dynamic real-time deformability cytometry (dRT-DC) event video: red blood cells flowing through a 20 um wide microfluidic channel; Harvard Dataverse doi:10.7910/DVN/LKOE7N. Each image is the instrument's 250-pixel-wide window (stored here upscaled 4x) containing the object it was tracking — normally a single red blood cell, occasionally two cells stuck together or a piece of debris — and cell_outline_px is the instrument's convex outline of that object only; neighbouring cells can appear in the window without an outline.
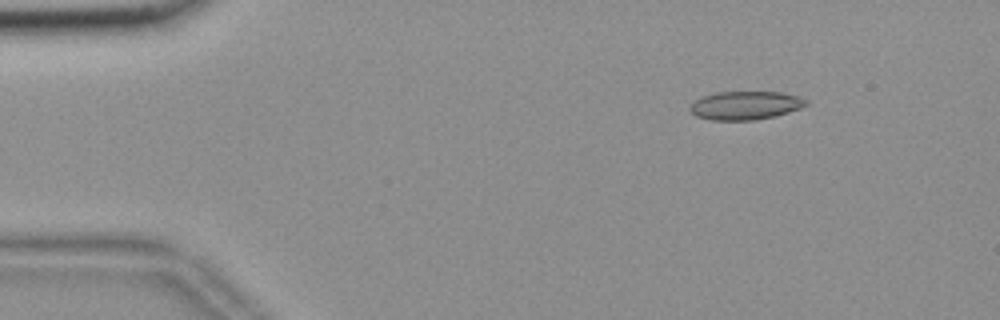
{"species": "common noctule bat (a hibernating species)", "species_latin": "Nyctalus noctula", "temperature_condition": "room temperature", "stored_images_in_passage": 56, "camera_frame_rate_fps": 3000, "um_per_image_px": 0.085, "animal": {"sex": "female", "body_mass_g": 18.4}, "frame": {"image": 1, "passage_image": 8, "time_ms": 2.333, "image_size_px": [1000, 320], "cell_outline_px": [[808, 104], [800, 108], [776, 116], [756, 120], [712, 120], [696, 116], [688, 108], [700, 96], [716, 92], [780, 92], [800, 96], [808, 100]], "centroid_in_image_um": [63.37, 8.96], "position_along_channel_um": 21.6, "area_um2": 19.36}}
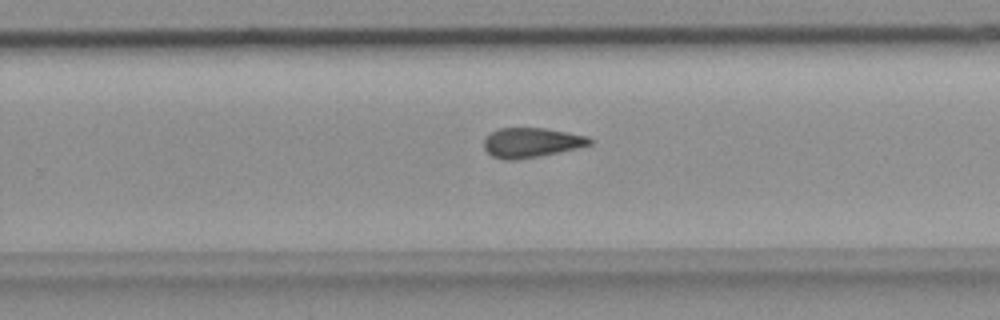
{"frame": {"image": 2, "passage_image": 36, "time_ms": 11.667, "image_size_px": [1000, 320], "cell_outline_px": [[592, 144], [576, 148], [540, 156], [516, 160], [508, 160], [492, 156], [484, 148], [484, 136], [488, 132], [500, 128], [544, 128], [568, 132], [588, 136], [592, 140]], "centroid_in_image_um": [45.13, 12.11], "position_along_channel_um": 284.7, "area_um2": 18.38}}
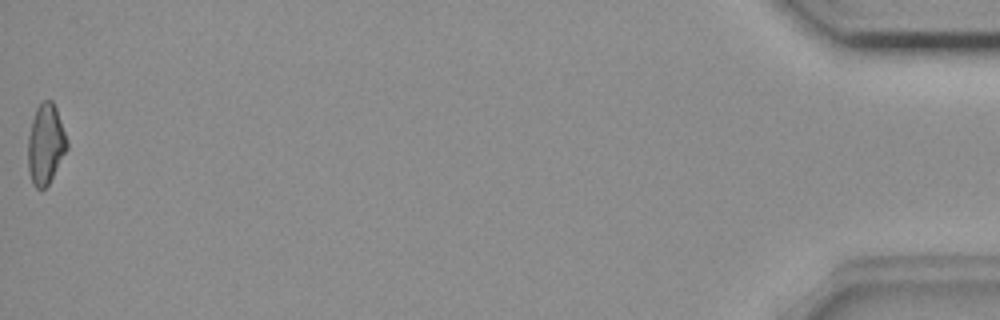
{"frame": {"image": 3, "passage_image": 56, "time_ms": 18.333, "image_size_px": [1000, 320], "cell_outline_px": [[68, 148], [48, 184], [44, 188], [36, 188], [32, 184], [28, 168], [28, 136], [32, 120], [36, 108], [44, 100], [52, 100], [56, 108], [68, 140]], "centroid_in_image_um": [3.88, 12.25], "position_along_channel_um": 431.3, "area_um2": 18.15}}